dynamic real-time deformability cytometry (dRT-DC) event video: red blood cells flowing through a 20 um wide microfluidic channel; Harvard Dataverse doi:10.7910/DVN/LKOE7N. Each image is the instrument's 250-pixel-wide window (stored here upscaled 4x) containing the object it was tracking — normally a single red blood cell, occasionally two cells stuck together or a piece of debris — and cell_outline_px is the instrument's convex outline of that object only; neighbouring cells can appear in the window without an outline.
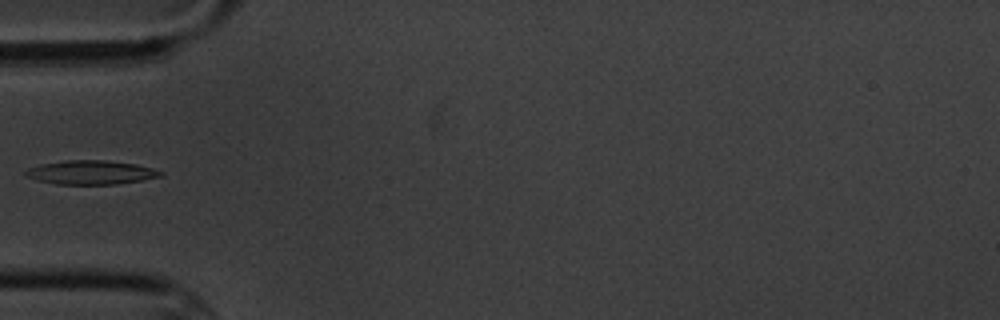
{"species": "common noctule bat (a hibernating species)", "species_latin": "Nyctalus noctula", "temperature_condition": "cold", "stored_images_in_passage": 5, "camera_frame_rate_fps": 3000, "um_per_image_px": 0.085, "animal": {"sex": "male", "body_mass_g": 20.1, "forearm_length_mm": 53.5}, "frame": {"image": 1, "passage_image": 5, "time_ms": 4.667, "image_size_px": [1000, 320], "cell_outline_px": [[164, 176], [116, 184], [56, 184], [36, 180], [24, 176], [24, 172], [28, 168], [40, 164], [64, 160], [104, 160], [136, 164], [152, 168], [164, 172]], "centroid_in_image_um": [7.7, 14.65], "position_along_channel_um": 77.3, "area_um2": 18.9}}